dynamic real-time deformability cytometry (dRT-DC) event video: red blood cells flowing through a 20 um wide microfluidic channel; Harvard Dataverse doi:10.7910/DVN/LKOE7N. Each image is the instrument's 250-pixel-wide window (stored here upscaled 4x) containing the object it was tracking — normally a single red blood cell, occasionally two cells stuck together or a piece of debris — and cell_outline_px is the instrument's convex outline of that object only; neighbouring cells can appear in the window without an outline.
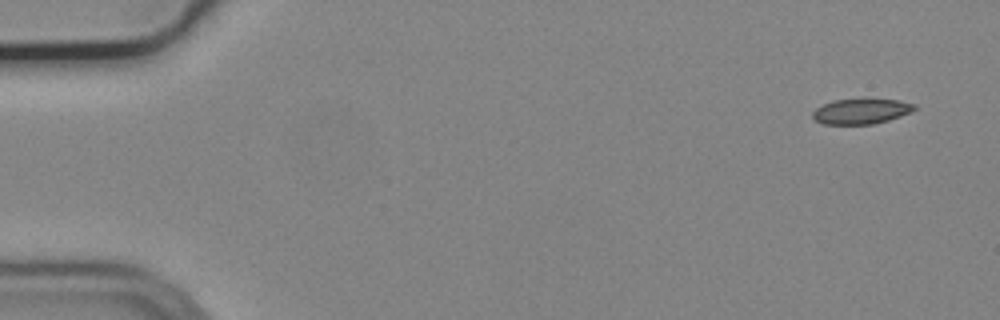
{"species": "common noctule bat (a hibernating species)", "species_latin": "Nyctalus noctula", "temperature_condition": "cold", "stored_images_in_passage": 4, "camera_frame_rate_fps": 3000, "um_per_image_px": 0.085, "animal": {"sex": "male", "body_mass_g": 19.2, "forearm_length_mm": 51.8}, "frame": {"image": 1, "passage_image": 1, "time_ms": 0.0, "image_size_px": [1000, 320], "cell_outline_px": [[916, 108], [912, 112], [888, 120], [872, 124], [824, 124], [816, 120], [812, 116], [812, 112], [816, 108], [832, 100], [900, 100], [916, 104]], "centroid_in_image_um": [73.21, 9.47], "position_along_channel_um": 11.8, "area_um2": 14.74}}
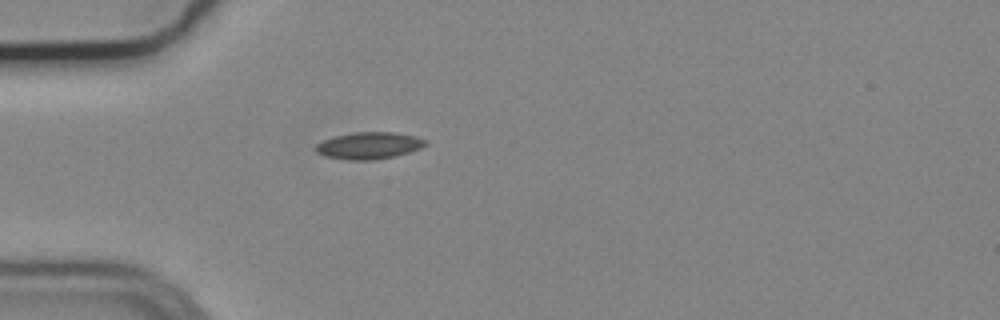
{"frame": {"image": 2, "passage_image": 4, "time_ms": 1.0, "image_size_px": [1000, 320], "cell_outline_px": [[428, 144], [420, 148], [396, 156], [372, 160], [348, 160], [324, 156], [316, 152], [312, 148], [316, 144], [324, 140], [336, 136], [352, 132], [396, 132], [416, 136], [428, 140]], "centroid_in_image_um": [31.36, 12.37], "position_along_channel_um": 53.6, "area_um2": 17.4}}